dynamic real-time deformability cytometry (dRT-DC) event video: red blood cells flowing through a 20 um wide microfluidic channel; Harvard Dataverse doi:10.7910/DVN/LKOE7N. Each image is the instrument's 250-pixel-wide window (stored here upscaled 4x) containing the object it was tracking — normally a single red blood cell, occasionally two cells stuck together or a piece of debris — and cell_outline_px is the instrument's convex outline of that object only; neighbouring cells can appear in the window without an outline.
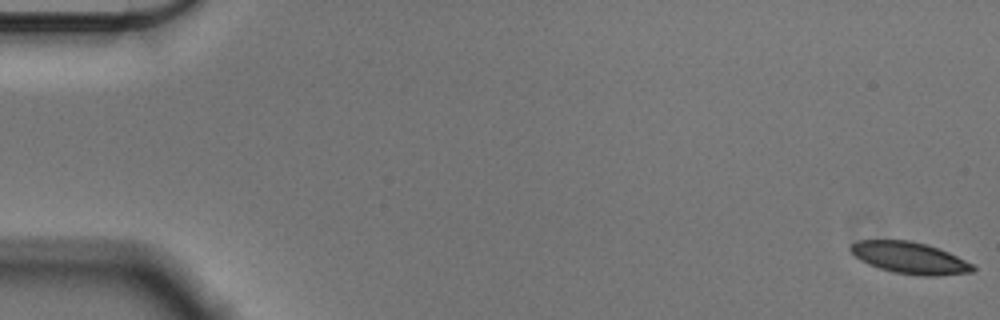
{"species": "Egyptian fruit bat (a non-hibernating species)", "species_latin": "Rousettus aegyptiacus", "temperature_condition": "cold", "stored_images_in_passage": 57, "camera_frame_rate_fps": 3000, "um_per_image_px": 0.085, "animal": {"sex": "male"}, "frame": {"image": 1, "passage_image": 1, "time_ms": 0.0, "image_size_px": [1000, 320], "cell_outline_px": [[976, 268], [972, 272], [940, 276], [920, 276], [892, 272], [868, 264], [860, 260], [848, 248], [856, 240], [908, 240], [940, 248], [972, 264]], "centroid_in_image_um": [77.32, 21.92], "position_along_channel_um": 7.7, "area_um2": 22.54}}
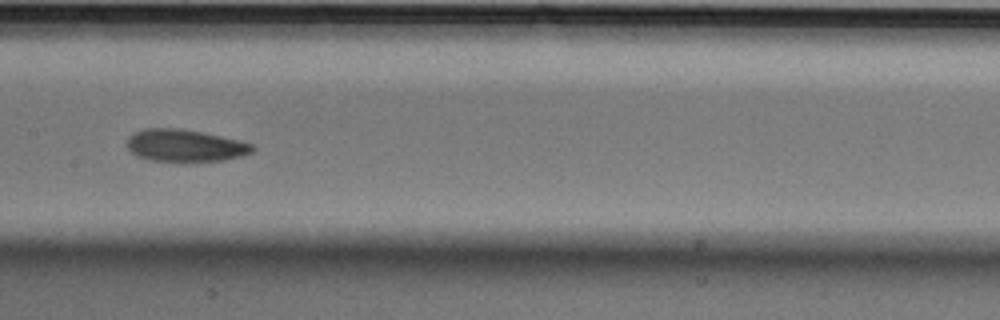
{"frame": {"image": 2, "passage_image": 29, "time_ms": 9.333, "image_size_px": [1000, 320], "cell_outline_px": [[256, 148], [252, 152], [240, 156], [224, 160], [152, 160], [136, 156], [128, 148], [128, 136], [144, 128], [180, 128], [204, 132], [240, 140], [252, 144]], "centroid_in_image_um": [15.74, 12.34], "position_along_channel_um": 191.7, "area_um2": 23.24}}
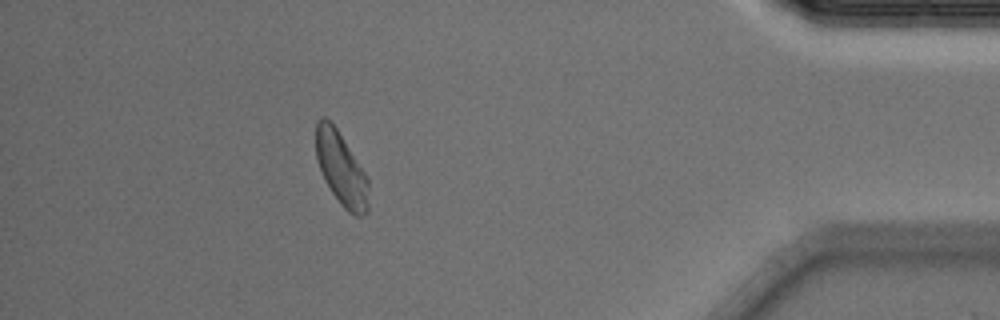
{"frame": {"image": 3, "passage_image": 51, "time_ms": 16.667, "image_size_px": [1000, 320], "cell_outline_px": [[368, 212], [360, 216], [356, 216], [348, 212], [340, 204], [324, 180], [316, 160], [316, 120], [320, 116], [324, 116], [336, 128], [364, 172], [368, 180]], "centroid_in_image_um": [28.98, 14.36], "position_along_channel_um": 406.2, "area_um2": 22.25}, "authors_computed_cell_mechanics": {"area_um2": 23.1778, "velocity_mm_per_s": 3.5526, "shape_relaxation_time_tau1_ms": 2.8433, "shape_relaxation_time_tau2_ms": 3.6318, "deformation_change_tau1": 0.0967, "deformation_change_tau2": 0.0923}}